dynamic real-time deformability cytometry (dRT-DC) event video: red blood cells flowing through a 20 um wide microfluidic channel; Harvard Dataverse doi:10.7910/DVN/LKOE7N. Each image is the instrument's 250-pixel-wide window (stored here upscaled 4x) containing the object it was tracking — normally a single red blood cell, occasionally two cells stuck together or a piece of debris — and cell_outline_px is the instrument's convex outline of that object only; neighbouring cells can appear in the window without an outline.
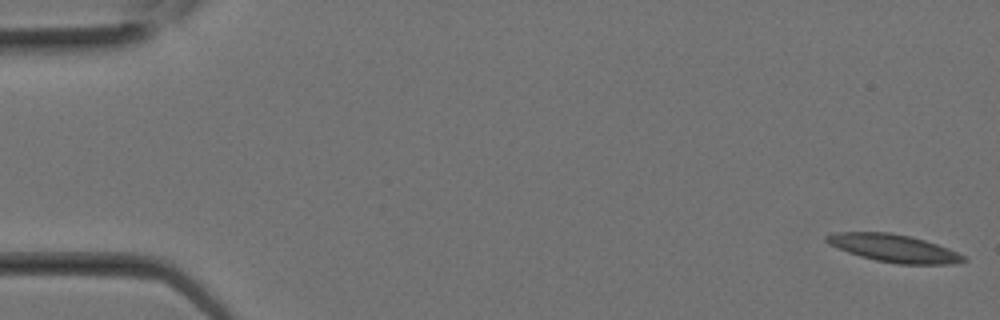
{"species": "Egyptian fruit bat (a non-hibernating species)", "species_latin": "Rousettus aegyptiacus", "temperature_condition": "room temperature", "stored_images_in_passage": 28, "camera_frame_rate_fps": 3000, "um_per_image_px": 0.085, "animal": {"sex": "female"}, "frame": {"image": 1, "passage_image": 1, "time_ms": 0.0, "image_size_px": [1000, 320], "cell_outline_px": [[968, 260], [952, 264], [900, 264], [876, 260], [860, 256], [848, 252], [828, 244], [824, 240], [824, 236], [836, 232], [892, 232], [924, 240], [948, 248], [964, 256]], "centroid_in_image_um": [75.94, 21.09], "position_along_channel_um": 9.1, "area_um2": 21.96}}
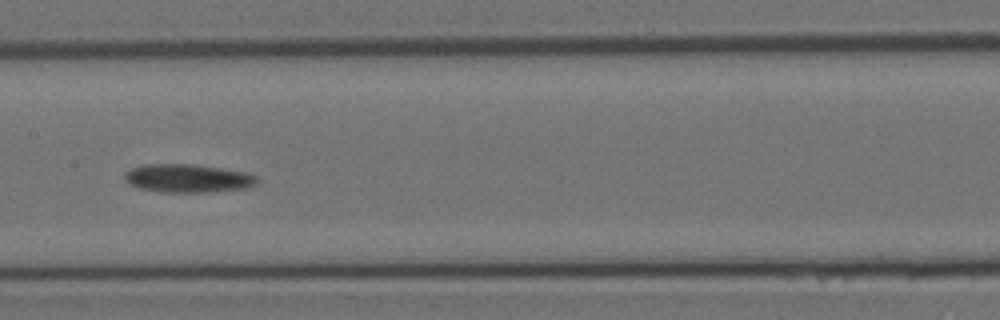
{"frame": {"image": 2, "passage_image": 14, "time_ms": 4.333, "image_size_px": [1000, 320], "cell_outline_px": [[260, 180], [256, 184], [248, 188], [216, 192], [160, 192], [140, 188], [128, 184], [124, 180], [124, 172], [132, 168], [144, 164], [192, 164], [248, 172], [256, 176]], "centroid_in_image_um": [15.98, 15.16], "position_along_channel_um": 191.4, "area_um2": 22.2}}
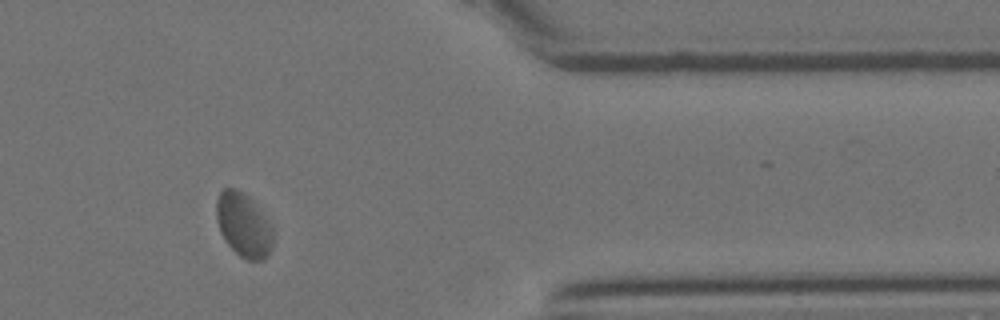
{"frame": {"image": 3, "passage_image": 23, "time_ms": 7.333, "image_size_px": [1000, 320], "cell_outline_px": [[272, 248], [264, 260], [248, 260], [240, 256], [224, 240], [220, 232], [216, 220], [216, 200], [220, 192], [224, 188], [236, 188], [244, 192], [252, 200], [272, 224]], "centroid_in_image_um": [20.7, 19.11], "position_along_channel_um": 390.7, "area_um2": 21.27}}